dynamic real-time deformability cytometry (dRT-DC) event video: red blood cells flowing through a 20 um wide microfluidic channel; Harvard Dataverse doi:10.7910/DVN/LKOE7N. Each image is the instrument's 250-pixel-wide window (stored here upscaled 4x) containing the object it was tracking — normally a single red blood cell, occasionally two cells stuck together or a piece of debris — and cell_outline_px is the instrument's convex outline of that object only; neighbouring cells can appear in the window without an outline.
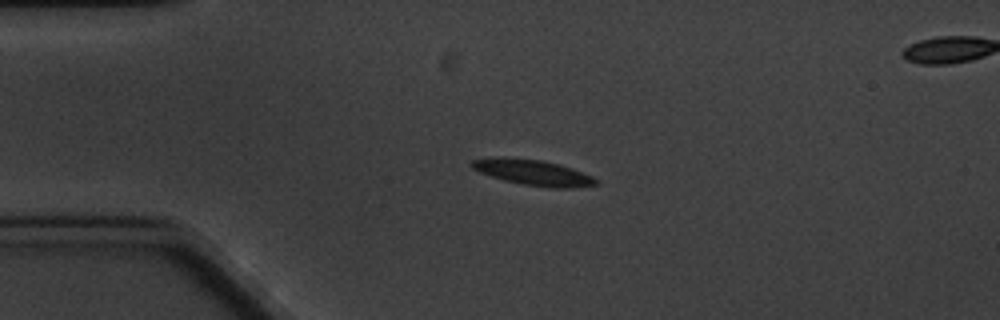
{"species": "common noctule bat (a hibernating species)", "species_latin": "Nyctalus noctula", "temperature_condition": "cold", "stored_images_in_passage": 6, "camera_frame_rate_fps": 3000, "um_per_image_px": 0.085, "animal": {"sex": "male", "body_mass_g": 20.1, "forearm_length_mm": 53.5}, "frame": {"image": 1, "passage_image": 4, "time_ms": 3.333, "image_size_px": [1000, 320], "cell_outline_px": [[596, 184], [572, 188], [548, 188], [524, 184], [504, 180], [480, 172], [472, 168], [468, 164], [472, 160], [540, 160], [560, 164], [572, 168], [592, 176], [596, 180]], "centroid_in_image_um": [45.41, 14.72], "position_along_channel_um": 39.6, "area_um2": 17.46}}